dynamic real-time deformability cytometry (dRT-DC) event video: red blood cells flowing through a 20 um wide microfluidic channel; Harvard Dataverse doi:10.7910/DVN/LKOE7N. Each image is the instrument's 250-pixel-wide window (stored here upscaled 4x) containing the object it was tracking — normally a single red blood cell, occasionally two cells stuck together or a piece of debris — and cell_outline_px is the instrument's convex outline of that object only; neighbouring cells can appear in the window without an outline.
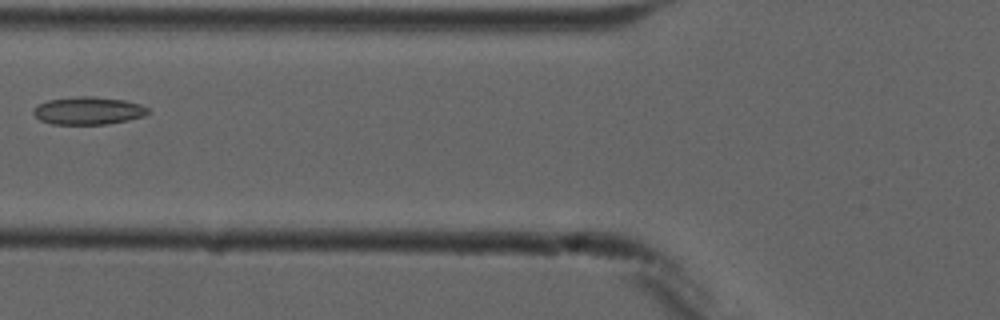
{"species": "common noctule bat (a hibernating species)", "species_latin": "Nyctalus noctula", "temperature_condition": "cold", "stored_images_in_passage": 3, "camera_frame_rate_fps": 3000, "um_per_image_px": 0.085, "animal": {"sex": "male", "forearm_length_mm": 52.5}, "frame": {"image": 1, "passage_image": 2, "time_ms": 1.333, "image_size_px": [1000, 320], "cell_outline_px": [[152, 112], [144, 116], [128, 120], [108, 124], [52, 124], [40, 120], [32, 112], [36, 104], [48, 100], [80, 96], [92, 96], [124, 100], [140, 104], [148, 108]], "centroid_in_image_um": [7.51, 9.41], "position_along_channel_um": 118.3, "area_um2": 18.61}}